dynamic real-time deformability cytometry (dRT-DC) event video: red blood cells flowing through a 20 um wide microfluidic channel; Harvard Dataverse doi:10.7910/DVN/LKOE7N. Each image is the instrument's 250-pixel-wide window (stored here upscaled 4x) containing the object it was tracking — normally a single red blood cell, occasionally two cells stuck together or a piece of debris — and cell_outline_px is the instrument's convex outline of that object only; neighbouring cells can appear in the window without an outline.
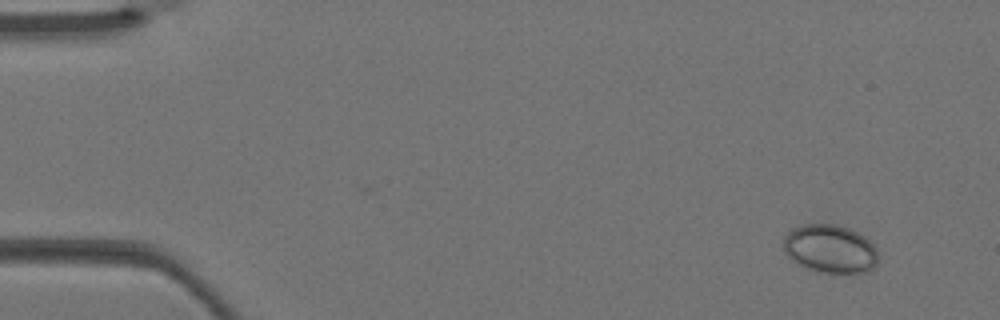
{"species": "Egyptian fruit bat (a non-hibernating species)", "species_latin": "Rousettus aegyptiacus", "temperature_condition": "warm", "stored_images_in_passage": 3, "camera_frame_rate_fps": 3000, "um_per_image_px": 0.085, "animal": {"sex": "female"}, "frame": {"image": 1, "passage_image": 1, "time_ms": 0.0, "image_size_px": [1000, 320], "cell_outline_px": [[876, 264], [872, 268], [864, 272], [824, 272], [808, 268], [792, 260], [784, 252], [784, 236], [792, 228], [804, 224], [836, 224], [848, 228], [864, 236], [876, 248]], "centroid_in_image_um": [70.53, 21.12], "position_along_channel_um": 14.5, "area_um2": 26.24}}